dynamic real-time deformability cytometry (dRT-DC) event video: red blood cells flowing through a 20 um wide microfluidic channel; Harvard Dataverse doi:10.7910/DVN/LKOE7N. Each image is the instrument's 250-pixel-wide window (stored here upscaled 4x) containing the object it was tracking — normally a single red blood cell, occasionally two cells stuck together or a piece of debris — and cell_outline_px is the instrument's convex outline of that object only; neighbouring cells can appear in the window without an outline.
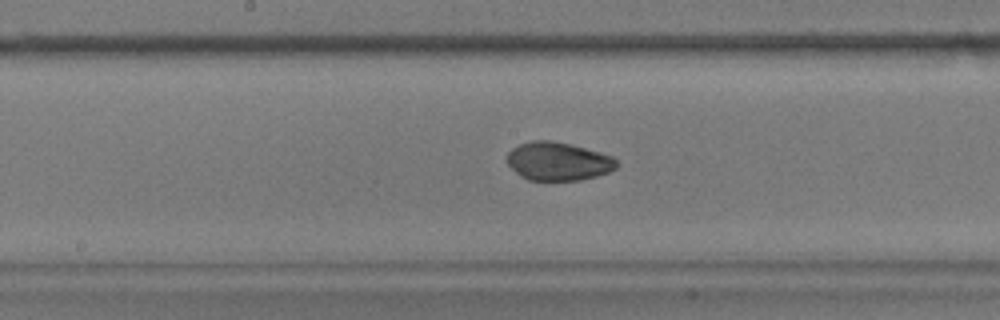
{"species": "common noctule bat (a hibernating species)", "species_latin": "Nyctalus noctula", "temperature_condition": "warm", "stored_images_in_passage": 53, "camera_frame_rate_fps": 3000, "um_per_image_px": 0.085, "animal": {"sex": "male", "body_mass_g": 17.9}, "frame": {"image": 1, "passage_image": 26, "time_ms": 8.333, "image_size_px": [1000, 320], "cell_outline_px": [[616, 168], [608, 172], [596, 176], [580, 180], [528, 180], [520, 176], [504, 160], [508, 152], [512, 148], [520, 144], [532, 140], [552, 140], [572, 144], [600, 152], [612, 156], [616, 160]], "centroid_in_image_um": [47.4, 13.7], "position_along_channel_um": 200.8, "area_um2": 24.62}}
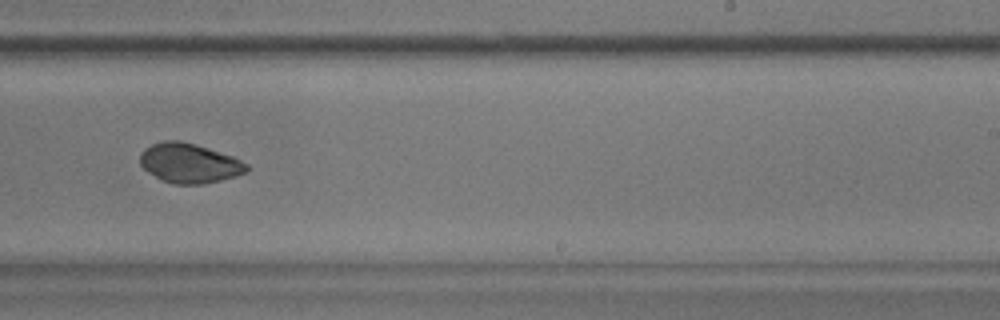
{"frame": {"image": 2, "passage_image": 32, "time_ms": 10.333, "image_size_px": [1000, 320], "cell_outline_px": [[248, 168], [244, 172], [236, 176], [220, 180], [200, 184], [176, 184], [164, 180], [148, 172], [140, 164], [140, 152], [144, 148], [152, 144], [164, 140], [180, 140], [196, 144], [232, 156], [248, 164]], "centroid_in_image_um": [16.07, 13.85], "position_along_channel_um": 272.9, "area_um2": 24.39}}
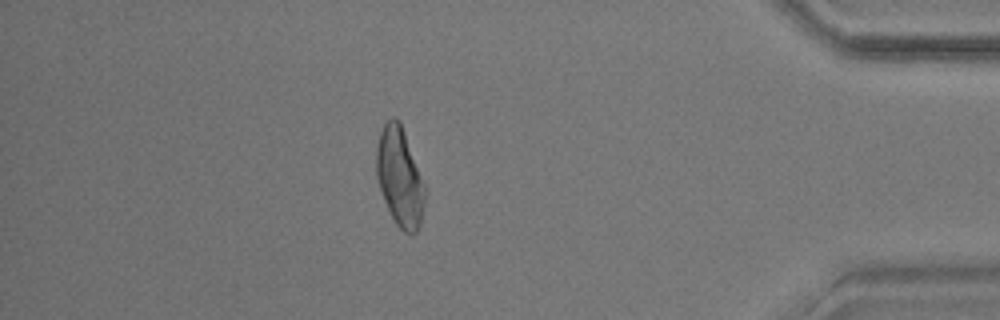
{"frame": {"image": 3, "passage_image": 46, "time_ms": 15.0, "image_size_px": [1000, 320], "cell_outline_px": [[424, 204], [420, 224], [416, 232], [412, 236], [404, 232], [396, 224], [384, 200], [376, 176], [376, 148], [380, 132], [384, 124], [392, 116], [396, 116], [400, 120], [424, 184]], "centroid_in_image_um": [33.96, 15.04], "position_along_channel_um": 401.2, "area_um2": 27.69}, "authors_computed_cell_mechanics": {"area_um2": 26.2412, "velocity_mm_per_s": 3.6174, "shape_relaxation_time_tau1_ms": 4.0791, "shape_relaxation_time_tau2_ms": 0.7341, "deformation_change_tau1": 0.0777, "deformation_change_tau2": 0.0216}}